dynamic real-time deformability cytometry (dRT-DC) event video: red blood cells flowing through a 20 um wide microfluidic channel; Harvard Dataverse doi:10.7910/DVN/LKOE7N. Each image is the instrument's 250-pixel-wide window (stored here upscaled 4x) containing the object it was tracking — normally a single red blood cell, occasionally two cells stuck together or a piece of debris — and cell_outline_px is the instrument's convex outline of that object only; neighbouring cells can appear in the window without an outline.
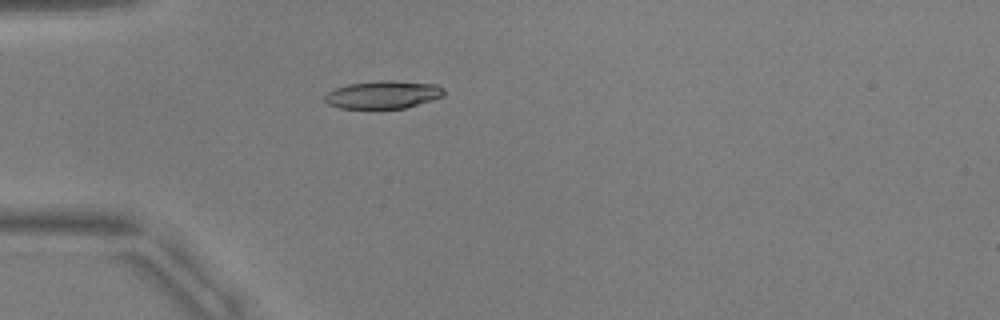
{"species": "common noctule bat (a hibernating species)", "species_latin": "Nyctalus noctula", "temperature_condition": "warm", "stored_images_in_passage": 29, "camera_frame_rate_fps": 3000, "um_per_image_px": 0.085, "animal": {"sex": "male", "body_mass_g": 17.9, "forearm_length_mm": 54.2}, "frame": {"image": 1, "passage_image": 1, "time_ms": 0.0, "image_size_px": [1000, 320], "cell_outline_px": [[444, 96], [432, 100], [404, 108], [368, 112], [340, 108], [328, 104], [324, 100], [324, 96], [328, 92], [336, 88], [348, 84], [380, 80], [392, 80], [436, 84], [444, 88]], "centroid_in_image_um": [32.53, 8.09], "position_along_channel_um": 52.5, "area_um2": 20.23}}
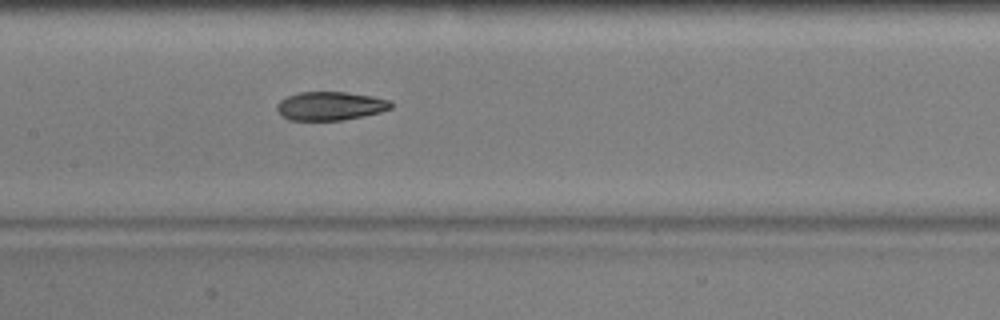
{"frame": {"image": 2, "passage_image": 12, "time_ms": 3.667, "image_size_px": [1000, 320], "cell_outline_px": [[392, 108], [380, 112], [340, 120], [288, 120], [276, 108], [276, 104], [280, 100], [288, 96], [300, 92], [348, 92], [372, 96], [388, 100], [392, 104]], "centroid_in_image_um": [28.06, 9.0], "position_along_channel_um": 179.3, "area_um2": 18.79}}
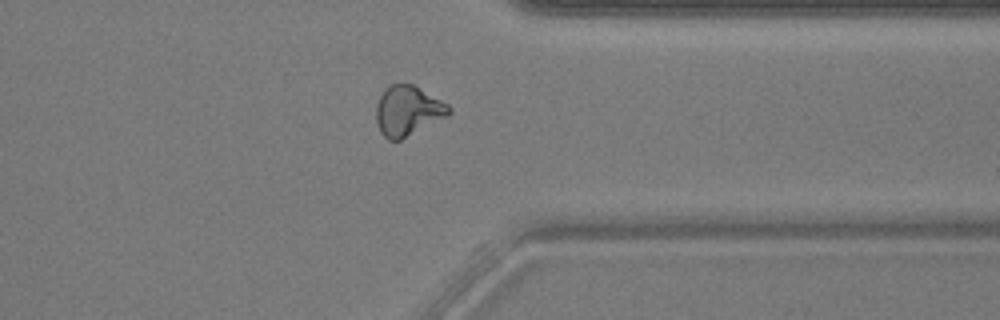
{"frame": {"image": 3, "passage_image": 28, "time_ms": 9.0, "image_size_px": [1000, 320], "cell_outline_px": [[452, 112], [448, 116], [400, 140], [388, 140], [380, 132], [376, 120], [376, 104], [380, 96], [392, 84], [412, 84], [448, 104], [452, 108]], "centroid_in_image_um": [34.67, 9.44], "position_along_channel_um": 376.7, "area_um2": 20.98}, "authors_computed_cell_mechanics": {"area_um2": 19.7676, "velocity_mm_per_s": 3.7633, "shape_relaxation_time_tau1_ms": 8.3316, "shape_relaxation_time_tau2_ms": 2.7026, "deformation_change_tau1": 0.2444, "deformation_change_tau2": 0.1031}}